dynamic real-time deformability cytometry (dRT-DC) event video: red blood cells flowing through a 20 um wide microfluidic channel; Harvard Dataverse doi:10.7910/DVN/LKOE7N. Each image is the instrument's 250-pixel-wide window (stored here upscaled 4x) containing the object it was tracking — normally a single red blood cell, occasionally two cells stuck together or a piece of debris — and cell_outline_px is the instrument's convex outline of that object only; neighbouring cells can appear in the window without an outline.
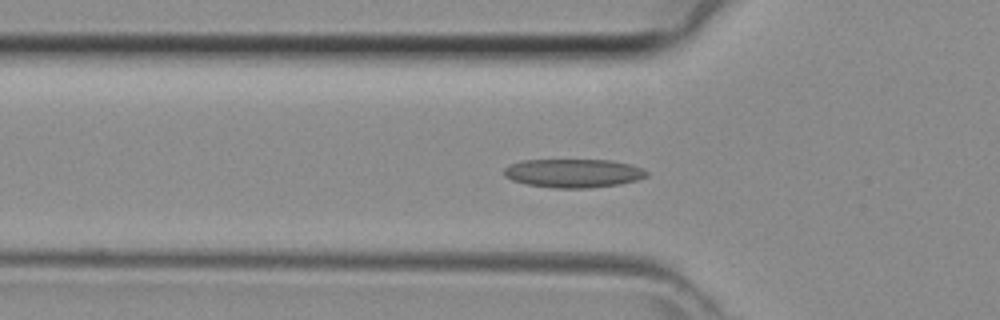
{"species": "common noctule bat (a hibernating species)", "species_latin": "Nyctalus noctula", "temperature_condition": "room temperature", "stored_images_in_passage": 43, "camera_frame_rate_fps": 3000, "um_per_image_px": 0.085, "animal": {"sex": "female", "body_mass_g": 29.2, "forearm_length_mm": 56.3}, "frame": {"image": 1, "passage_image": 14, "time_ms": 4.333, "image_size_px": [1000, 320], "cell_outline_px": [[648, 176], [636, 180], [620, 184], [588, 188], [552, 188], [528, 184], [512, 180], [504, 176], [504, 168], [508, 164], [520, 160], [612, 160], [632, 164], [644, 168], [648, 172]], "centroid_in_image_um": [48.75, 14.71], "position_along_channel_um": 77.1, "area_um2": 24.04}}
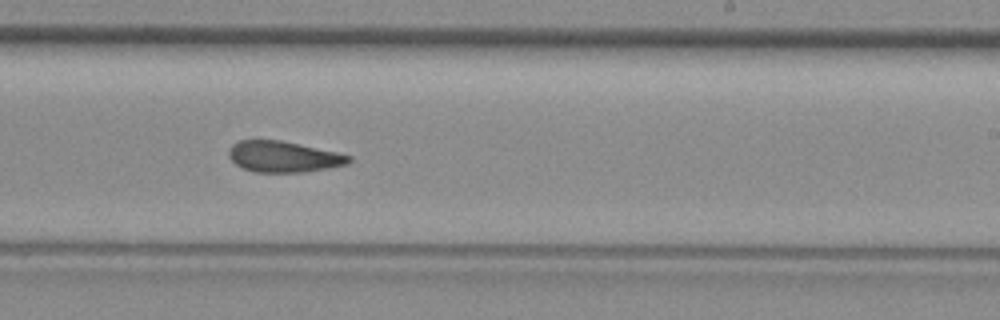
{"frame": {"image": 2, "passage_image": 26, "time_ms": 8.333, "image_size_px": [1000, 320], "cell_outline_px": [[352, 160], [348, 164], [328, 168], [304, 172], [256, 172], [244, 168], [236, 164], [228, 156], [228, 148], [232, 144], [240, 140], [280, 140], [336, 152], [352, 156]], "centroid_in_image_um": [24.09, 13.32], "position_along_channel_um": 264.9, "area_um2": 21.62}}
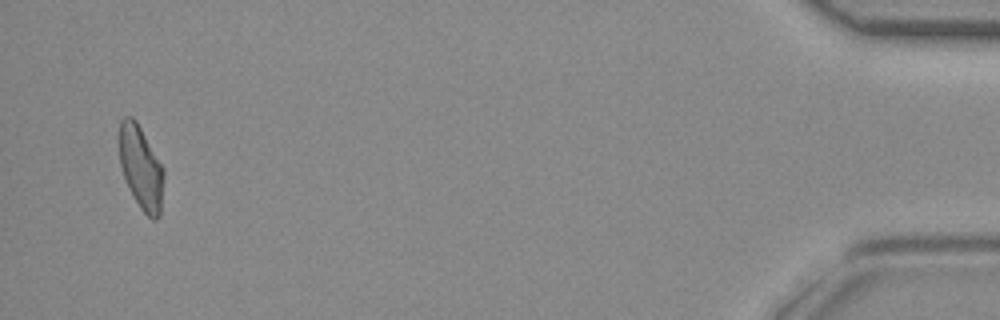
{"frame": {"image": 3, "passage_image": 42, "time_ms": 13.667, "image_size_px": [1000, 320], "cell_outline_px": [[164, 176], [160, 216], [156, 220], [152, 220], [140, 208], [128, 188], [120, 164], [120, 120], [124, 116], [132, 116], [136, 120], [164, 168]], "centroid_in_image_um": [12.0, 14.27], "position_along_channel_um": 423.2, "area_um2": 21.56}}